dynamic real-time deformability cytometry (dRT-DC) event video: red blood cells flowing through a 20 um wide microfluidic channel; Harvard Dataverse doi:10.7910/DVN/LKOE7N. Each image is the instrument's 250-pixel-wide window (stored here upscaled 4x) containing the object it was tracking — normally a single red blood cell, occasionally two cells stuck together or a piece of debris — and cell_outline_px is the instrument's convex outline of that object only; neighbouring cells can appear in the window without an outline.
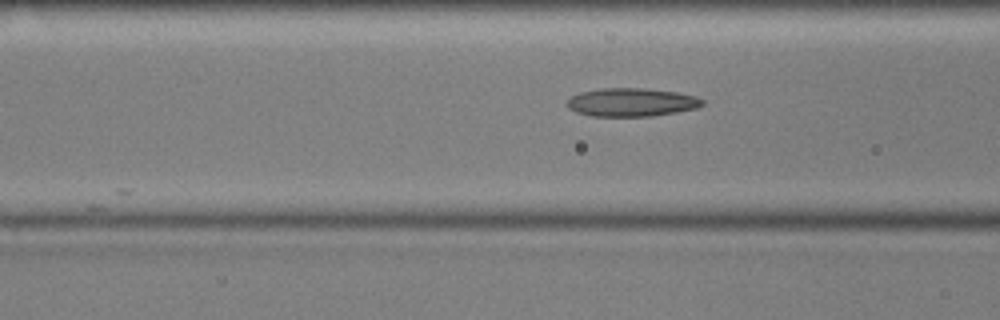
{"species": "common noctule bat (a hibernating species)", "species_latin": "Nyctalus noctula", "temperature_condition": "cold", "stored_images_in_passage": 14, "camera_frame_rate_fps": 3000, "um_per_image_px": 0.085, "animal": {"sex": "male", "body_mass_g": 17.9, "forearm_length_mm": 54.2}, "frame": {"image": 1, "passage_image": 11, "time_ms": 3.333, "image_size_px": [1000, 320], "cell_outline_px": [[704, 104], [696, 108], [676, 112], [652, 116], [592, 116], [576, 112], [568, 108], [568, 100], [572, 96], [580, 92], [600, 88], [644, 88], [676, 92], [696, 96], [704, 100]], "centroid_in_image_um": [53.69, 8.69], "position_along_channel_um": 112.9, "area_um2": 22.31}}
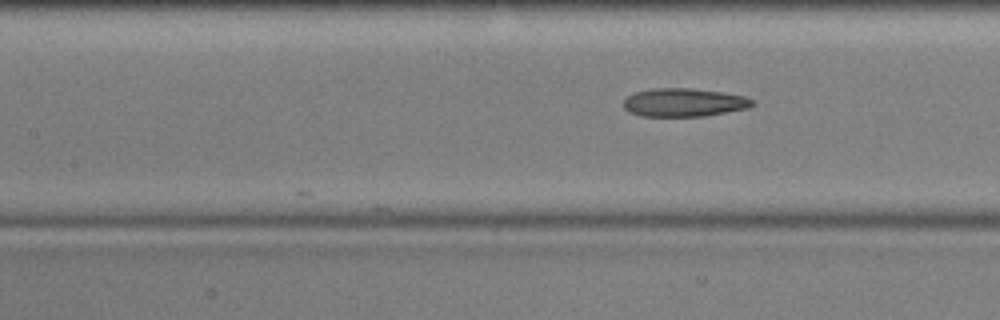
{"frame": {"image": 2, "passage_image": 14, "time_ms": 4.333, "image_size_px": [1000, 320], "cell_outline_px": [[756, 104], [748, 108], [704, 116], [640, 116], [628, 112], [624, 108], [624, 100], [628, 96], [636, 92], [652, 88], [692, 88], [720, 92], [744, 96], [752, 100]], "centroid_in_image_um": [58.12, 8.71], "position_along_channel_um": 149.3, "area_um2": 21.21}}